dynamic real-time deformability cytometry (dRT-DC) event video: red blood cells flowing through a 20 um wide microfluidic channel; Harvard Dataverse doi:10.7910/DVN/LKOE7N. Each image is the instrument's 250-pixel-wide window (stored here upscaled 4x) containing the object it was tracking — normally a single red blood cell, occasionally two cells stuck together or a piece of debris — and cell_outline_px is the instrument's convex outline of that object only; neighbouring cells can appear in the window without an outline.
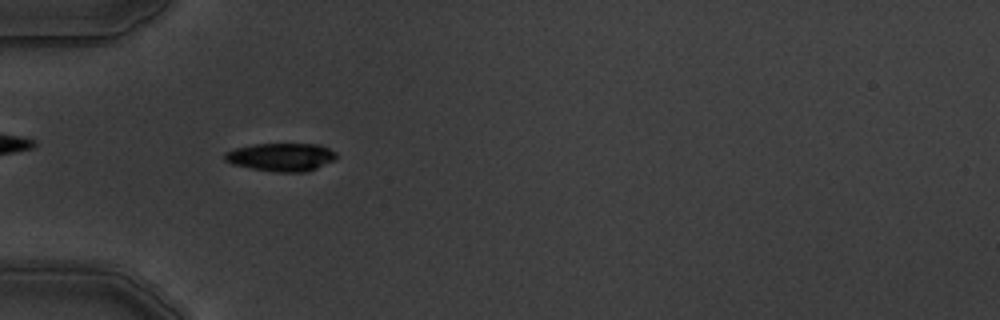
{"species": "common noctule bat (a hibernating species)", "species_latin": "Nyctalus noctula", "temperature_condition": "warm", "stored_images_in_passage": 10, "camera_frame_rate_fps": 3000, "um_per_image_px": 0.085, "animal": {"sex": "male", "body_mass_g": 19.5, "forearm_length_mm": 54.6}, "frame": {"image": 1, "passage_image": 1, "time_ms": 0.0, "image_size_px": [1000, 320], "cell_outline_px": [[336, 160], [308, 172], [276, 172], [252, 168], [232, 164], [224, 160], [224, 152], [236, 148], [256, 144], [320, 144], [336, 152]], "centroid_in_image_um": [23.93, 13.35], "position_along_channel_um": 61.1, "area_um2": 18.38}, "authors_computed_cell_mechanics": {"area_um2": 18.8428, "velocity_mm_per_s": 3.8122, "shape_relaxation_time_tau1_ms": 3.3704, "shape_relaxation_time_tau2_ms": 7.3912, "deformation_change_tau1": 0.1001, "deformation_change_tau2": 0.1091}}